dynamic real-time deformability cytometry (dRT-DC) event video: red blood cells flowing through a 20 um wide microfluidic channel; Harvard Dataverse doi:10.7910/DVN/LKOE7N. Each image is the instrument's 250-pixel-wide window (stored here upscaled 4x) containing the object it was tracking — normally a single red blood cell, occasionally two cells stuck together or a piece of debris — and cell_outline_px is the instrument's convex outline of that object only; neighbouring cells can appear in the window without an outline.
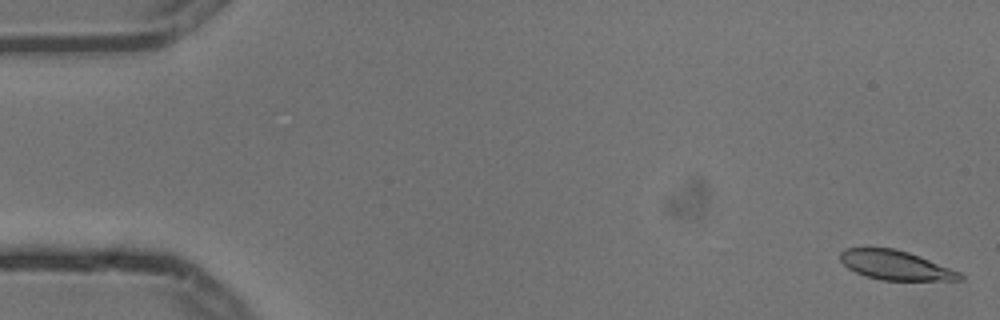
{"species": "common noctule bat (a hibernating species)", "species_latin": "Nyctalus noctula", "temperature_condition": "cold", "stored_images_in_passage": 6, "camera_frame_rate_fps": 3000, "um_per_image_px": 0.085, "animal": {"sex": "male", "body_mass_g": 13.3}, "frame": {"image": 1, "passage_image": 1, "time_ms": 0.0, "image_size_px": [1000, 320], "cell_outline_px": [[964, 280], [880, 280], [864, 276], [848, 268], [840, 260], [840, 252], [844, 248], [868, 244], [896, 248], [908, 252], [960, 272], [964, 276]], "centroid_in_image_um": [76.02, 22.49], "position_along_channel_um": 9.0, "area_um2": 21.1}}
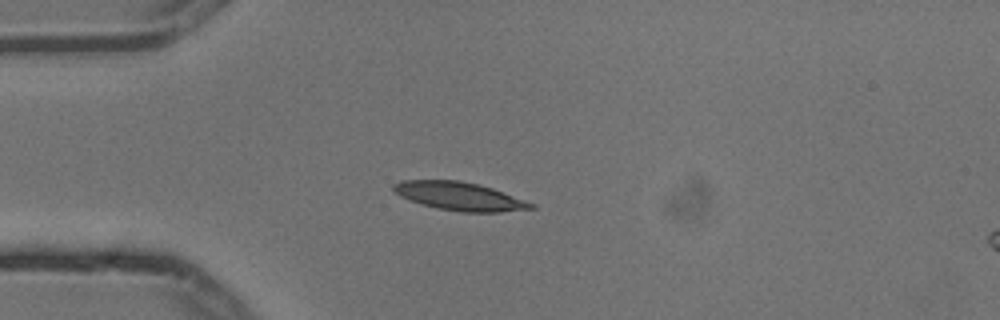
{"frame": {"image": 2, "passage_image": 4, "time_ms": 1.0, "image_size_px": [1000, 320], "cell_outline_px": [[536, 208], [500, 212], [460, 212], [436, 208], [400, 196], [392, 188], [392, 184], [400, 180], [460, 180], [492, 188], [536, 204]], "centroid_in_image_um": [39.07, 16.68], "position_along_channel_um": 45.9, "area_um2": 22.54}}